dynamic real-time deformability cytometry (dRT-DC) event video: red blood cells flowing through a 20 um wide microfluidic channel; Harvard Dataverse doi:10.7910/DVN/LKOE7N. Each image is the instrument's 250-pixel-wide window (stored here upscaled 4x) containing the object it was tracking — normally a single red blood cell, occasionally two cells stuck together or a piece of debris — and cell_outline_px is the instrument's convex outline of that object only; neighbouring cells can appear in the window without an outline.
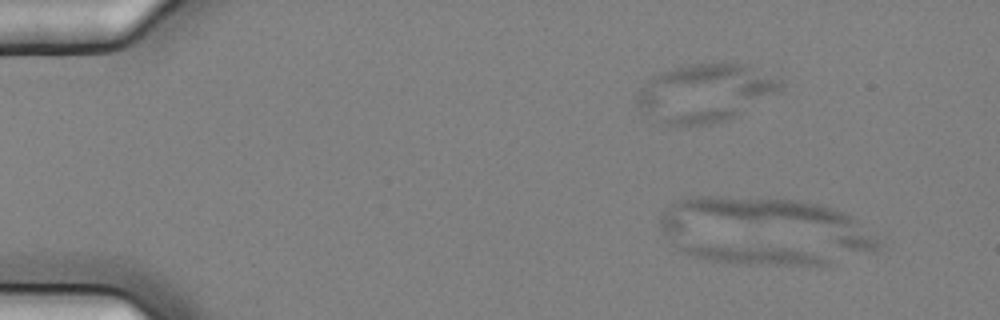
{"species": "common noctule bat (a hibernating species)", "species_latin": "Nyctalus noctula", "temperature_condition": "cold", "stored_images_in_passage": 16, "camera_frame_rate_fps": 3000, "um_per_image_px": 0.085, "animal": {"sex": "female", "body_mass_g": 25.1}, "frame": {"image": 1, "passage_image": 5, "time_ms": 1.333, "image_size_px": [1000, 320], "cell_outline_px": [[828, 264], [732, 264], [708, 260], [692, 256], [676, 248], [684, 244], [688, 244], [784, 248], [804, 252], [820, 256], [828, 260]], "centroid_in_image_um": [63.85, 21.67], "position_along_channel_um": 21.2, "area_um2": 15.2}}